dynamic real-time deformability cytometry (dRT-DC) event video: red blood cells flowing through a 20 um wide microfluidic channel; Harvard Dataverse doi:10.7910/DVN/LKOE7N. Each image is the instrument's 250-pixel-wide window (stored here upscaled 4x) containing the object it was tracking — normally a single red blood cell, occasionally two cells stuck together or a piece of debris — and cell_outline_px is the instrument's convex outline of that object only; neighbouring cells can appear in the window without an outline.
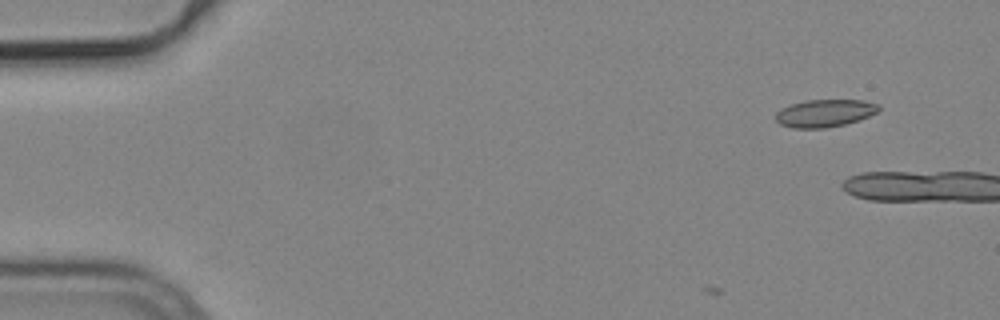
{"species": "common noctule bat (a hibernating species)", "species_latin": "Nyctalus noctula", "temperature_condition": "cold", "stored_images_in_passage": 5, "segment_of_instrument_passage": [2, 2], "camera_frame_rate_fps": 3000, "um_per_image_px": 0.085, "animal": {"sex": "male", "body_mass_g": 19.2, "forearm_length_mm": 51.8}, "frame": {"image": 1, "passage_image": 5, "time_ms": 1.333, "image_size_px": [1000, 320], "cell_outline_px": [[880, 112], [860, 120], [844, 124], [824, 128], [792, 128], [780, 124], [776, 120], [776, 112], [780, 108], [804, 100], [864, 100], [880, 104]], "centroid_in_image_um": [70.14, 9.61], "position_along_channel_um": 14.9, "area_um2": 16.76}}